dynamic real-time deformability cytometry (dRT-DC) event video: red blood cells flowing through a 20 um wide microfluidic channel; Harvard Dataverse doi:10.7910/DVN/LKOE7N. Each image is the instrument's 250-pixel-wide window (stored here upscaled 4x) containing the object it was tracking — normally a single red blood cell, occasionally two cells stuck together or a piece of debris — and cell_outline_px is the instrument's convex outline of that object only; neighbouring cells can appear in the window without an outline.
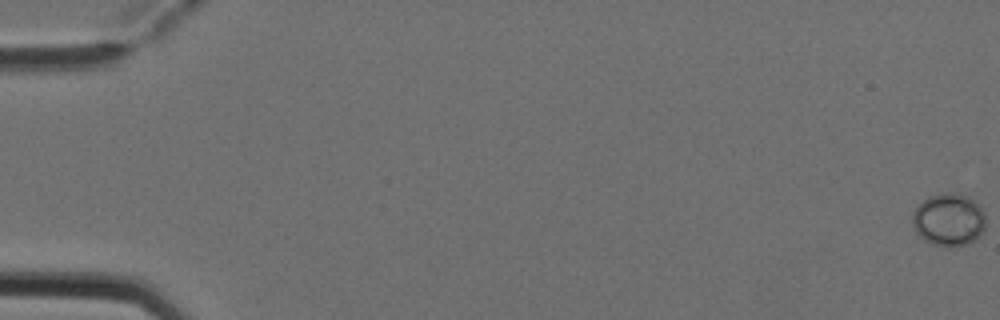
{"species": "Egyptian fruit bat (a non-hibernating species)", "species_latin": "Rousettus aegyptiacus", "temperature_condition": "cold", "stored_images_in_passage": 6, "camera_frame_rate_fps": 3000, "um_per_image_px": 0.085, "animal": {"sex": "female"}, "frame": {"image": 1, "passage_image": 1, "time_ms": 0.0, "image_size_px": [1000, 320], "cell_outline_px": [[984, 228], [980, 236], [976, 240], [968, 244], [948, 248], [944, 248], [932, 244], [924, 240], [916, 232], [912, 220], [912, 212], [916, 204], [928, 196], [944, 192], [948, 192], [968, 196], [984, 212]], "centroid_in_image_um": [80.6, 18.69], "position_along_channel_um": 4.4, "area_um2": 22.83}}
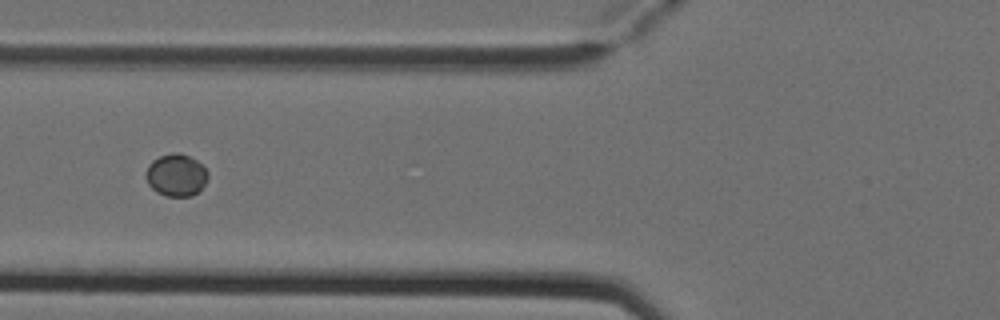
{"frame": {"image": 2, "passage_image": 6, "time_ms": 1.667, "image_size_px": [1000, 320], "cell_outline_px": [[208, 176], [204, 184], [192, 196], [164, 196], [156, 192], [148, 184], [144, 176], [148, 164], [152, 160], [160, 156], [172, 152], [180, 152], [196, 160], [208, 172]], "centroid_in_image_um": [14.93, 14.88], "position_along_channel_um": 110.9, "area_um2": 15.32}}